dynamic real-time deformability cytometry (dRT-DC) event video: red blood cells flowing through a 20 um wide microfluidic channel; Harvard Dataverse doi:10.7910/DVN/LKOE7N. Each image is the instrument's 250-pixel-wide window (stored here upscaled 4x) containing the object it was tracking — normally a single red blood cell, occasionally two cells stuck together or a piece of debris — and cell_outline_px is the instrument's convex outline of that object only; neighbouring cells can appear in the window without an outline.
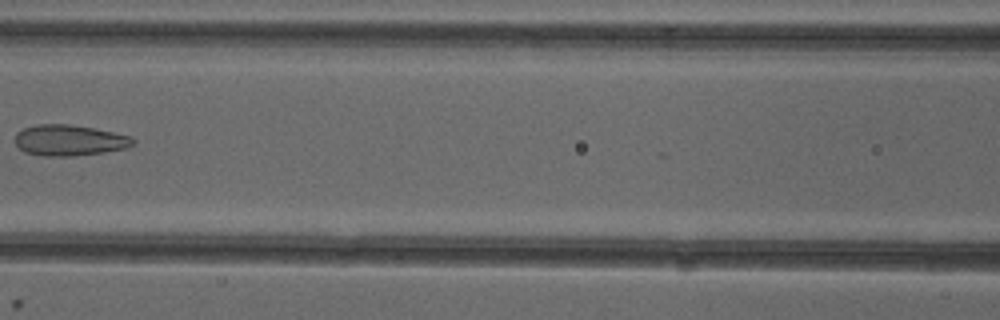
{"species": "common noctule bat (a hibernating species)", "species_latin": "Nyctalus noctula", "temperature_condition": "cold", "stored_images_in_passage": 4, "camera_frame_rate_fps": 3000, "um_per_image_px": 0.085, "animal": {"sex": "female"}, "frame": {"image": 1, "passage_image": 3, "time_ms": 2.333, "image_size_px": [1000, 320], "cell_outline_px": [[136, 140], [132, 144], [124, 148], [76, 156], [44, 156], [24, 152], [16, 144], [16, 132], [24, 128], [36, 124], [68, 124], [92, 128], [132, 136]], "centroid_in_image_um": [5.86, 11.92], "position_along_channel_um": 160.7, "area_um2": 21.04}}
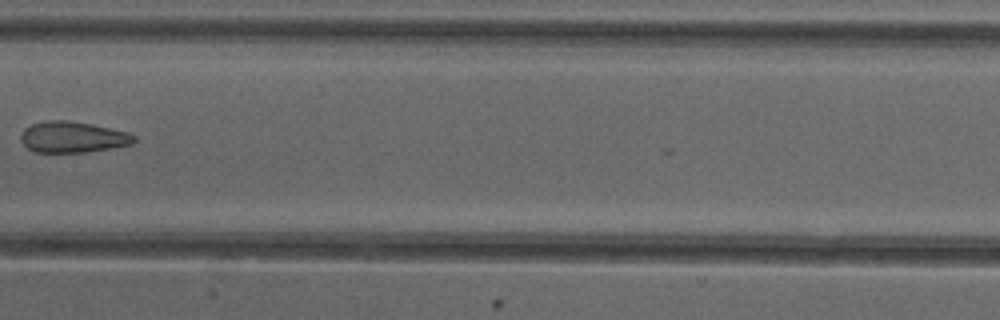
{"frame": {"image": 2, "passage_image": 4, "time_ms": 3.333, "image_size_px": [1000, 320], "cell_outline_px": [[136, 140], [132, 144], [88, 152], [36, 152], [28, 148], [20, 140], [20, 136], [24, 128], [32, 124], [48, 120], [68, 120], [92, 124], [128, 132], [136, 136]], "centroid_in_image_um": [6.18, 11.65], "position_along_channel_um": 201.2, "area_um2": 20.52}}